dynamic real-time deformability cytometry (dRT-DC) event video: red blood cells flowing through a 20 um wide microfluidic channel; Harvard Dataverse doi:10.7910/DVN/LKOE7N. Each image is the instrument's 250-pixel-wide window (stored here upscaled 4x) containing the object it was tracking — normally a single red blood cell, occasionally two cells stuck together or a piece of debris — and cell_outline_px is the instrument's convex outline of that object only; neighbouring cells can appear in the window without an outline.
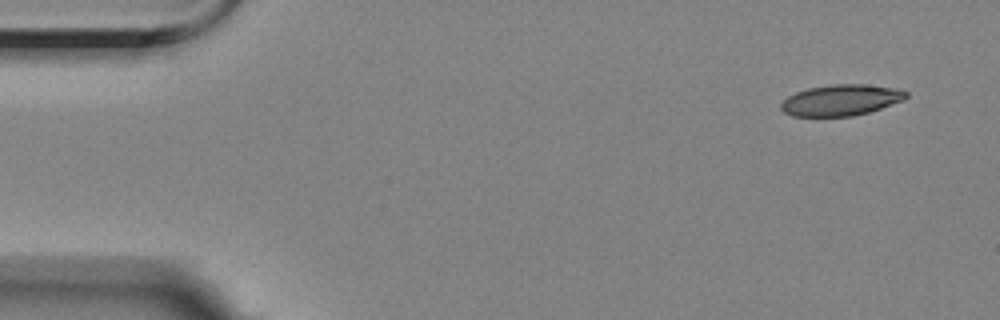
{"species": "Egyptian fruit bat (a non-hibernating species)", "species_latin": "Rousettus aegyptiacus", "temperature_condition": "room temperature", "stored_images_in_passage": 5, "camera_frame_rate_fps": 3000, "um_per_image_px": 0.085, "animal": {"sex": "female"}, "frame": {"image": 1, "passage_image": 1, "time_ms": 0.0, "image_size_px": [1000, 320], "cell_outline_px": [[908, 96], [904, 100], [868, 112], [852, 116], [792, 116], [784, 112], [780, 108], [780, 104], [788, 96], [796, 92], [808, 88], [832, 84], [864, 84], [900, 88], [908, 92]], "centroid_in_image_um": [71.5, 8.5], "position_along_channel_um": 13.5, "area_um2": 22.72}}
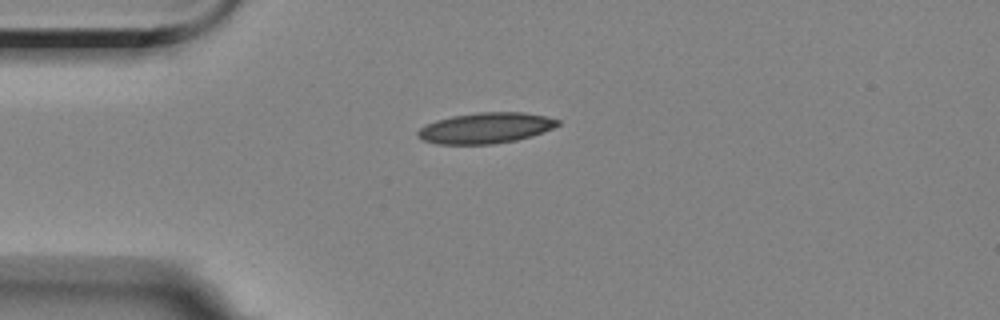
{"frame": {"image": 2, "passage_image": 4, "time_ms": 3.333, "image_size_px": [1000, 320], "cell_outline_px": [[560, 124], [552, 128], [532, 136], [516, 140], [492, 144], [436, 144], [424, 140], [416, 136], [416, 132], [424, 124], [436, 120], [452, 116], [476, 112], [524, 112], [544, 116], [560, 120]], "centroid_in_image_um": [41.25, 10.88], "position_along_channel_um": 43.8, "area_um2": 25.14}}